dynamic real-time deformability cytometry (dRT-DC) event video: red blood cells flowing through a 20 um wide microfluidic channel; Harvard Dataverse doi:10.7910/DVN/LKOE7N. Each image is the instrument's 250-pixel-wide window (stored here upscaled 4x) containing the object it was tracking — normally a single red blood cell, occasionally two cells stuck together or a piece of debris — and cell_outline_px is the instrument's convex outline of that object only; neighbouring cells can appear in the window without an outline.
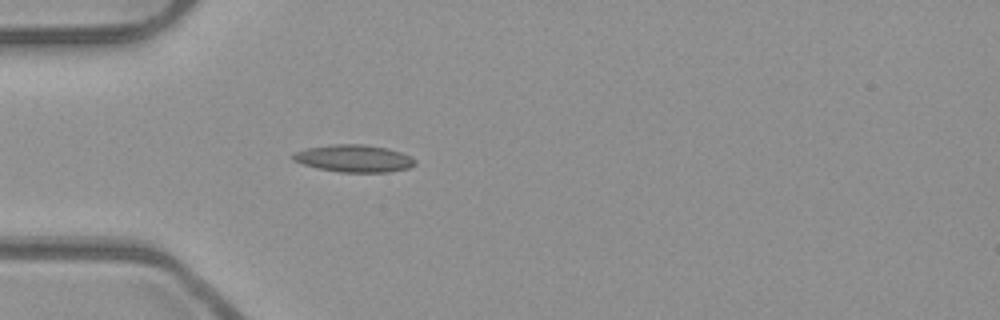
{"species": "common noctule bat (a hibernating species)", "species_latin": "Nyctalus noctula", "temperature_condition": "room temperature", "stored_images_in_passage": 38, "camera_frame_rate_fps": 3000, "um_per_image_px": 0.085, "animal": {"sex": "male", "body_mass_g": 23.1, "forearm_length_mm": 52.7}, "frame": {"image": 1, "passage_image": 1, "time_ms": 0.0, "image_size_px": [1000, 320], "cell_outline_px": [[416, 164], [408, 168], [388, 172], [340, 172], [320, 168], [304, 164], [292, 160], [292, 156], [296, 152], [304, 148], [332, 144], [364, 144], [388, 148], [412, 156], [416, 160]], "centroid_in_image_um": [30.11, 13.45], "position_along_channel_um": 54.9, "area_um2": 19.42}}
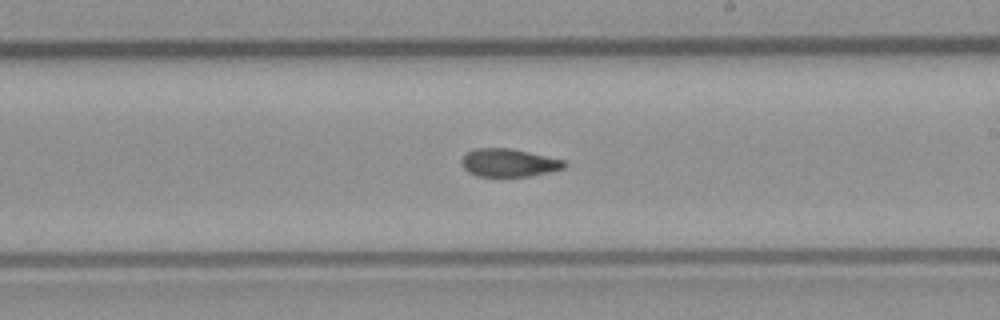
{"frame": {"image": 2, "passage_image": 16, "time_ms": 5.0, "image_size_px": [1000, 320], "cell_outline_px": [[568, 164], [564, 168], [548, 172], [528, 176], [476, 176], [468, 172], [460, 164], [460, 160], [468, 152], [476, 148], [508, 148], [528, 152], [564, 160]], "centroid_in_image_um": [43.22, 13.84], "position_along_channel_um": 245.8, "area_um2": 16.65}}
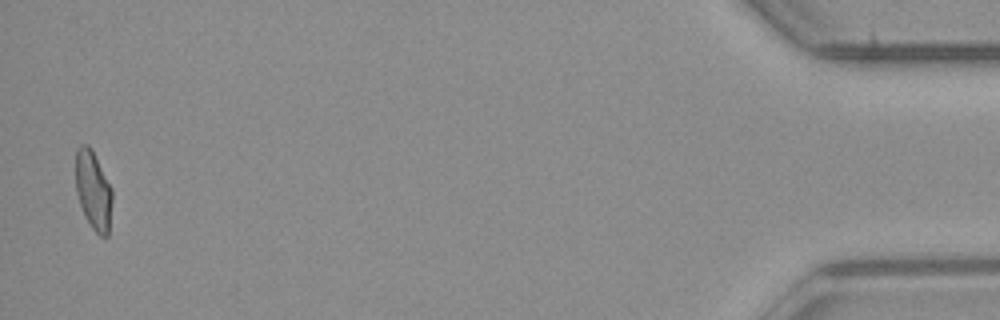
{"frame": {"image": 3, "passage_image": 37, "time_ms": 12.0, "image_size_px": [1000, 320], "cell_outline_px": [[112, 200], [108, 236], [100, 236], [92, 228], [84, 216], [76, 192], [76, 148], [80, 144], [88, 144], [92, 148], [112, 188]], "centroid_in_image_um": [7.93, 16.15], "position_along_channel_um": 427.3, "area_um2": 16.94}, "authors_computed_cell_mechanics": {"area_um2": 17.1666, "velocity_mm_per_s": 3.9434, "shape_relaxation_time_tau1_ms": null, "shape_relaxation_time_tau2_ms": 3.1097, "deformation_change_tau1": null, "deformation_change_tau2": 0.0961}}